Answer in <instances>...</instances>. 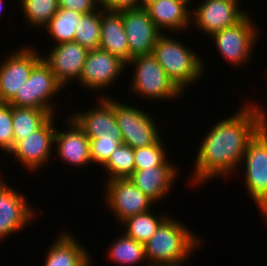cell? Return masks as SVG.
Here are the masks:
<instances>
[{
    "label": "cell",
    "mask_w": 267,
    "mask_h": 266,
    "mask_svg": "<svg viewBox=\"0 0 267 266\" xmlns=\"http://www.w3.org/2000/svg\"><path fill=\"white\" fill-rule=\"evenodd\" d=\"M261 213H262V218L264 217V220H266L267 222V207Z\"/></svg>",
    "instance_id": "obj_36"
},
{
    "label": "cell",
    "mask_w": 267,
    "mask_h": 266,
    "mask_svg": "<svg viewBox=\"0 0 267 266\" xmlns=\"http://www.w3.org/2000/svg\"><path fill=\"white\" fill-rule=\"evenodd\" d=\"M102 167L109 175L107 181L129 178L135 170L134 149L124 143L120 144Z\"/></svg>",
    "instance_id": "obj_27"
},
{
    "label": "cell",
    "mask_w": 267,
    "mask_h": 266,
    "mask_svg": "<svg viewBox=\"0 0 267 266\" xmlns=\"http://www.w3.org/2000/svg\"><path fill=\"white\" fill-rule=\"evenodd\" d=\"M114 111L124 144L135 149L152 145L160 140L157 124L145 111L115 100Z\"/></svg>",
    "instance_id": "obj_8"
},
{
    "label": "cell",
    "mask_w": 267,
    "mask_h": 266,
    "mask_svg": "<svg viewBox=\"0 0 267 266\" xmlns=\"http://www.w3.org/2000/svg\"><path fill=\"white\" fill-rule=\"evenodd\" d=\"M151 212L149 210L145 213L128 217L122 221L121 224L126 227L124 228L126 229L124 234L138 242L146 243L157 231L159 226L170 216L163 214L160 217H156Z\"/></svg>",
    "instance_id": "obj_24"
},
{
    "label": "cell",
    "mask_w": 267,
    "mask_h": 266,
    "mask_svg": "<svg viewBox=\"0 0 267 266\" xmlns=\"http://www.w3.org/2000/svg\"><path fill=\"white\" fill-rule=\"evenodd\" d=\"M175 166H154L134 170L129 179L154 202L164 199L178 177Z\"/></svg>",
    "instance_id": "obj_20"
},
{
    "label": "cell",
    "mask_w": 267,
    "mask_h": 266,
    "mask_svg": "<svg viewBox=\"0 0 267 266\" xmlns=\"http://www.w3.org/2000/svg\"><path fill=\"white\" fill-rule=\"evenodd\" d=\"M99 48L129 62V46L123 25L122 11H107L101 6V30Z\"/></svg>",
    "instance_id": "obj_19"
},
{
    "label": "cell",
    "mask_w": 267,
    "mask_h": 266,
    "mask_svg": "<svg viewBox=\"0 0 267 266\" xmlns=\"http://www.w3.org/2000/svg\"><path fill=\"white\" fill-rule=\"evenodd\" d=\"M99 106L92 110L74 112L69 115L84 131L88 138H100V141H123V135L115 120L114 99L100 97Z\"/></svg>",
    "instance_id": "obj_11"
},
{
    "label": "cell",
    "mask_w": 267,
    "mask_h": 266,
    "mask_svg": "<svg viewBox=\"0 0 267 266\" xmlns=\"http://www.w3.org/2000/svg\"><path fill=\"white\" fill-rule=\"evenodd\" d=\"M26 21L33 27H44L59 8L58 0H20Z\"/></svg>",
    "instance_id": "obj_29"
},
{
    "label": "cell",
    "mask_w": 267,
    "mask_h": 266,
    "mask_svg": "<svg viewBox=\"0 0 267 266\" xmlns=\"http://www.w3.org/2000/svg\"><path fill=\"white\" fill-rule=\"evenodd\" d=\"M254 104H245L236 114L220 120L206 133L194 162L195 171L191 177L194 183L203 184L211 178L225 177L241 166L248 142L261 129L260 114Z\"/></svg>",
    "instance_id": "obj_1"
},
{
    "label": "cell",
    "mask_w": 267,
    "mask_h": 266,
    "mask_svg": "<svg viewBox=\"0 0 267 266\" xmlns=\"http://www.w3.org/2000/svg\"><path fill=\"white\" fill-rule=\"evenodd\" d=\"M4 0H0V15H1V13H2V10H3V8H4Z\"/></svg>",
    "instance_id": "obj_38"
},
{
    "label": "cell",
    "mask_w": 267,
    "mask_h": 266,
    "mask_svg": "<svg viewBox=\"0 0 267 266\" xmlns=\"http://www.w3.org/2000/svg\"><path fill=\"white\" fill-rule=\"evenodd\" d=\"M111 245L109 259L119 265L132 266L146 261L144 244L123 234Z\"/></svg>",
    "instance_id": "obj_26"
},
{
    "label": "cell",
    "mask_w": 267,
    "mask_h": 266,
    "mask_svg": "<svg viewBox=\"0 0 267 266\" xmlns=\"http://www.w3.org/2000/svg\"><path fill=\"white\" fill-rule=\"evenodd\" d=\"M23 195L0 178V241L9 234L25 229L27 223L31 224L34 219L36 213Z\"/></svg>",
    "instance_id": "obj_16"
},
{
    "label": "cell",
    "mask_w": 267,
    "mask_h": 266,
    "mask_svg": "<svg viewBox=\"0 0 267 266\" xmlns=\"http://www.w3.org/2000/svg\"><path fill=\"white\" fill-rule=\"evenodd\" d=\"M8 56L0 64V103H9L15 97L42 60L41 54L32 47H23Z\"/></svg>",
    "instance_id": "obj_9"
},
{
    "label": "cell",
    "mask_w": 267,
    "mask_h": 266,
    "mask_svg": "<svg viewBox=\"0 0 267 266\" xmlns=\"http://www.w3.org/2000/svg\"><path fill=\"white\" fill-rule=\"evenodd\" d=\"M135 65L130 83L133 94L157 100H175L182 92L169 79L153 54L136 56L126 64Z\"/></svg>",
    "instance_id": "obj_5"
},
{
    "label": "cell",
    "mask_w": 267,
    "mask_h": 266,
    "mask_svg": "<svg viewBox=\"0 0 267 266\" xmlns=\"http://www.w3.org/2000/svg\"><path fill=\"white\" fill-rule=\"evenodd\" d=\"M193 231L174 218L168 217L144 243L148 266H183L189 255L200 245ZM198 245V246H197ZM152 263V264H151Z\"/></svg>",
    "instance_id": "obj_2"
},
{
    "label": "cell",
    "mask_w": 267,
    "mask_h": 266,
    "mask_svg": "<svg viewBox=\"0 0 267 266\" xmlns=\"http://www.w3.org/2000/svg\"><path fill=\"white\" fill-rule=\"evenodd\" d=\"M82 15L76 11L58 8L55 15L44 27L50 33V37L54 38L56 44L74 41L75 28Z\"/></svg>",
    "instance_id": "obj_25"
},
{
    "label": "cell",
    "mask_w": 267,
    "mask_h": 266,
    "mask_svg": "<svg viewBox=\"0 0 267 266\" xmlns=\"http://www.w3.org/2000/svg\"><path fill=\"white\" fill-rule=\"evenodd\" d=\"M166 35L164 33L159 35L152 54L169 79L184 93L189 84L200 80L205 63L189 47Z\"/></svg>",
    "instance_id": "obj_3"
},
{
    "label": "cell",
    "mask_w": 267,
    "mask_h": 266,
    "mask_svg": "<svg viewBox=\"0 0 267 266\" xmlns=\"http://www.w3.org/2000/svg\"><path fill=\"white\" fill-rule=\"evenodd\" d=\"M63 88L65 87L57 81L50 67L42 59L9 104L20 108L46 110L53 116L55 107L50 101Z\"/></svg>",
    "instance_id": "obj_6"
},
{
    "label": "cell",
    "mask_w": 267,
    "mask_h": 266,
    "mask_svg": "<svg viewBox=\"0 0 267 266\" xmlns=\"http://www.w3.org/2000/svg\"><path fill=\"white\" fill-rule=\"evenodd\" d=\"M258 105L261 129L248 142L242 163L247 191L262 212L267 207V114Z\"/></svg>",
    "instance_id": "obj_4"
},
{
    "label": "cell",
    "mask_w": 267,
    "mask_h": 266,
    "mask_svg": "<svg viewBox=\"0 0 267 266\" xmlns=\"http://www.w3.org/2000/svg\"><path fill=\"white\" fill-rule=\"evenodd\" d=\"M145 9L161 33L163 29L177 32L186 29L189 23L191 25L192 10L181 1L157 0Z\"/></svg>",
    "instance_id": "obj_21"
},
{
    "label": "cell",
    "mask_w": 267,
    "mask_h": 266,
    "mask_svg": "<svg viewBox=\"0 0 267 266\" xmlns=\"http://www.w3.org/2000/svg\"><path fill=\"white\" fill-rule=\"evenodd\" d=\"M178 1H181V2H183L186 6H188V5H190L189 2L192 3L193 0H192V1H191V0H178Z\"/></svg>",
    "instance_id": "obj_37"
},
{
    "label": "cell",
    "mask_w": 267,
    "mask_h": 266,
    "mask_svg": "<svg viewBox=\"0 0 267 266\" xmlns=\"http://www.w3.org/2000/svg\"><path fill=\"white\" fill-rule=\"evenodd\" d=\"M75 238L68 232L58 235L46 253L45 266H90V255Z\"/></svg>",
    "instance_id": "obj_22"
},
{
    "label": "cell",
    "mask_w": 267,
    "mask_h": 266,
    "mask_svg": "<svg viewBox=\"0 0 267 266\" xmlns=\"http://www.w3.org/2000/svg\"><path fill=\"white\" fill-rule=\"evenodd\" d=\"M101 6L107 11H122L126 9H138L139 0H101Z\"/></svg>",
    "instance_id": "obj_34"
},
{
    "label": "cell",
    "mask_w": 267,
    "mask_h": 266,
    "mask_svg": "<svg viewBox=\"0 0 267 266\" xmlns=\"http://www.w3.org/2000/svg\"><path fill=\"white\" fill-rule=\"evenodd\" d=\"M75 29L74 41L88 50L98 49L100 45L101 10L83 14Z\"/></svg>",
    "instance_id": "obj_28"
},
{
    "label": "cell",
    "mask_w": 267,
    "mask_h": 266,
    "mask_svg": "<svg viewBox=\"0 0 267 266\" xmlns=\"http://www.w3.org/2000/svg\"><path fill=\"white\" fill-rule=\"evenodd\" d=\"M53 115L40 129L32 134L25 136L24 139L19 140L9 152L16 158L23 166L31 171L38 170L43 165L48 163L53 155L52 149L54 147V136L56 128H54ZM51 153V154H50ZM43 164V165H42Z\"/></svg>",
    "instance_id": "obj_13"
},
{
    "label": "cell",
    "mask_w": 267,
    "mask_h": 266,
    "mask_svg": "<svg viewBox=\"0 0 267 266\" xmlns=\"http://www.w3.org/2000/svg\"><path fill=\"white\" fill-rule=\"evenodd\" d=\"M12 106L0 103V148L9 153L14 147Z\"/></svg>",
    "instance_id": "obj_31"
},
{
    "label": "cell",
    "mask_w": 267,
    "mask_h": 266,
    "mask_svg": "<svg viewBox=\"0 0 267 266\" xmlns=\"http://www.w3.org/2000/svg\"><path fill=\"white\" fill-rule=\"evenodd\" d=\"M162 139L157 143L146 147H139L134 149V166L135 170H141L154 166H174L172 162L166 158V153L163 147Z\"/></svg>",
    "instance_id": "obj_30"
},
{
    "label": "cell",
    "mask_w": 267,
    "mask_h": 266,
    "mask_svg": "<svg viewBox=\"0 0 267 266\" xmlns=\"http://www.w3.org/2000/svg\"><path fill=\"white\" fill-rule=\"evenodd\" d=\"M246 14L238 23L211 35L226 61L239 67L246 64L258 39V28Z\"/></svg>",
    "instance_id": "obj_7"
},
{
    "label": "cell",
    "mask_w": 267,
    "mask_h": 266,
    "mask_svg": "<svg viewBox=\"0 0 267 266\" xmlns=\"http://www.w3.org/2000/svg\"><path fill=\"white\" fill-rule=\"evenodd\" d=\"M89 50L76 41L55 44L43 61L50 67L57 81L64 87L70 80H79Z\"/></svg>",
    "instance_id": "obj_17"
},
{
    "label": "cell",
    "mask_w": 267,
    "mask_h": 266,
    "mask_svg": "<svg viewBox=\"0 0 267 266\" xmlns=\"http://www.w3.org/2000/svg\"><path fill=\"white\" fill-rule=\"evenodd\" d=\"M59 8L76 11L81 14H88L98 10L101 6L100 0H58Z\"/></svg>",
    "instance_id": "obj_33"
},
{
    "label": "cell",
    "mask_w": 267,
    "mask_h": 266,
    "mask_svg": "<svg viewBox=\"0 0 267 266\" xmlns=\"http://www.w3.org/2000/svg\"><path fill=\"white\" fill-rule=\"evenodd\" d=\"M51 117L46 110L12 106L14 145L40 129Z\"/></svg>",
    "instance_id": "obj_23"
},
{
    "label": "cell",
    "mask_w": 267,
    "mask_h": 266,
    "mask_svg": "<svg viewBox=\"0 0 267 266\" xmlns=\"http://www.w3.org/2000/svg\"><path fill=\"white\" fill-rule=\"evenodd\" d=\"M106 205L120 223L128 217L145 213L155 202L129 178L106 181Z\"/></svg>",
    "instance_id": "obj_10"
},
{
    "label": "cell",
    "mask_w": 267,
    "mask_h": 266,
    "mask_svg": "<svg viewBox=\"0 0 267 266\" xmlns=\"http://www.w3.org/2000/svg\"><path fill=\"white\" fill-rule=\"evenodd\" d=\"M124 67L126 63L108 51L89 50L78 82L89 90L107 89L123 73Z\"/></svg>",
    "instance_id": "obj_14"
},
{
    "label": "cell",
    "mask_w": 267,
    "mask_h": 266,
    "mask_svg": "<svg viewBox=\"0 0 267 266\" xmlns=\"http://www.w3.org/2000/svg\"><path fill=\"white\" fill-rule=\"evenodd\" d=\"M70 126L67 132L56 129L54 145L57 146V154L63 161L73 167L89 166L92 163L90 158V141L78 124L68 117Z\"/></svg>",
    "instance_id": "obj_18"
},
{
    "label": "cell",
    "mask_w": 267,
    "mask_h": 266,
    "mask_svg": "<svg viewBox=\"0 0 267 266\" xmlns=\"http://www.w3.org/2000/svg\"><path fill=\"white\" fill-rule=\"evenodd\" d=\"M90 158L92 163L104 165L110 155L123 141H100V138H89Z\"/></svg>",
    "instance_id": "obj_32"
},
{
    "label": "cell",
    "mask_w": 267,
    "mask_h": 266,
    "mask_svg": "<svg viewBox=\"0 0 267 266\" xmlns=\"http://www.w3.org/2000/svg\"><path fill=\"white\" fill-rule=\"evenodd\" d=\"M123 25L129 46V61L136 56L153 53L161 32L144 8L123 10Z\"/></svg>",
    "instance_id": "obj_15"
},
{
    "label": "cell",
    "mask_w": 267,
    "mask_h": 266,
    "mask_svg": "<svg viewBox=\"0 0 267 266\" xmlns=\"http://www.w3.org/2000/svg\"><path fill=\"white\" fill-rule=\"evenodd\" d=\"M157 0H139V8H146L153 2H156Z\"/></svg>",
    "instance_id": "obj_35"
},
{
    "label": "cell",
    "mask_w": 267,
    "mask_h": 266,
    "mask_svg": "<svg viewBox=\"0 0 267 266\" xmlns=\"http://www.w3.org/2000/svg\"><path fill=\"white\" fill-rule=\"evenodd\" d=\"M238 4L239 0H204L191 11V23L211 36L235 25L247 14Z\"/></svg>",
    "instance_id": "obj_12"
}]
</instances>
